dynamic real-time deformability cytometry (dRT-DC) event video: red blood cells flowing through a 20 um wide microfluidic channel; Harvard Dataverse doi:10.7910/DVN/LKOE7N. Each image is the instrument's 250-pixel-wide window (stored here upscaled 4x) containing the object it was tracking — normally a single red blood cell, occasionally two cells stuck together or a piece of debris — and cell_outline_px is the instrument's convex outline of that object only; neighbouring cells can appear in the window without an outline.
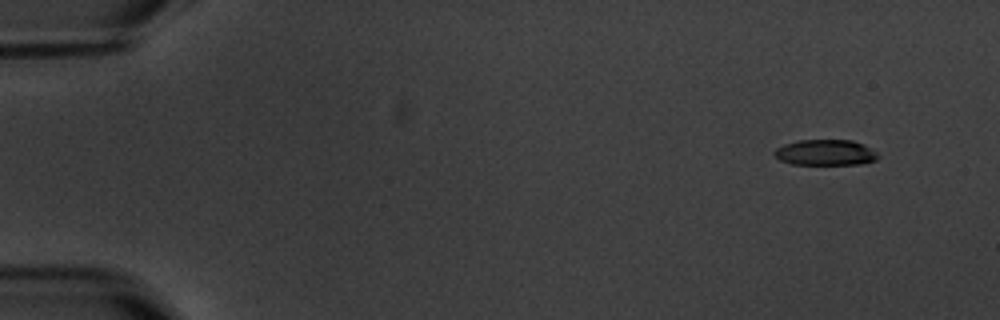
{"species": "common noctule bat (a hibernating species)", "species_latin": "Nyctalus noctula", "temperature_condition": "warm", "stored_images_in_passage": 7, "camera_frame_rate_fps": 3000, "um_per_image_px": 0.085, "animal": {"sex": "male", "body_mass_g": 20.1, "forearm_length_mm": 53.5}, "frame": {"image": 1, "passage_image": 1, "time_ms": 0.0, "image_size_px": [1000, 320], "cell_outline_px": [[880, 156], [876, 160], [860, 164], [792, 164], [780, 160], [772, 152], [776, 148], [784, 144], [800, 140], [852, 140], [864, 144], [876, 152]], "centroid_in_image_um": [70.17, 12.96], "position_along_channel_um": 14.8, "area_um2": 15.55}}
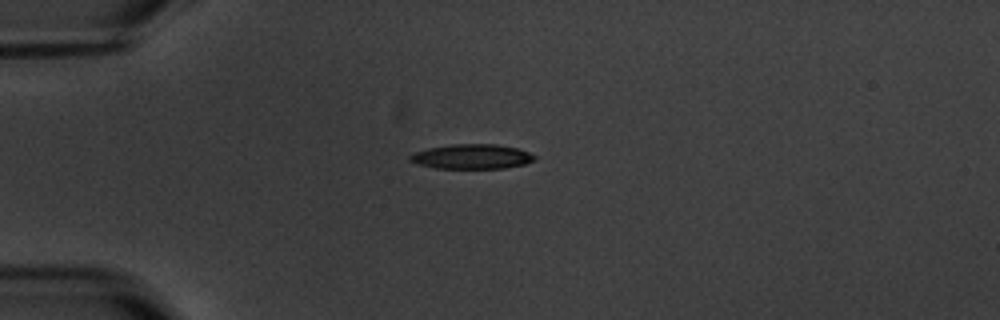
{"frame": {"image": 2, "passage_image": 4, "time_ms": 3.667, "image_size_px": [1000, 320], "cell_outline_px": [[536, 160], [524, 164], [504, 168], [436, 168], [416, 164], [408, 160], [408, 156], [416, 152], [428, 148], [452, 144], [496, 144], [516, 148], [528, 152], [536, 156]], "centroid_in_image_um": [40.09, 13.31], "position_along_channel_um": 44.9, "area_um2": 17.92}}